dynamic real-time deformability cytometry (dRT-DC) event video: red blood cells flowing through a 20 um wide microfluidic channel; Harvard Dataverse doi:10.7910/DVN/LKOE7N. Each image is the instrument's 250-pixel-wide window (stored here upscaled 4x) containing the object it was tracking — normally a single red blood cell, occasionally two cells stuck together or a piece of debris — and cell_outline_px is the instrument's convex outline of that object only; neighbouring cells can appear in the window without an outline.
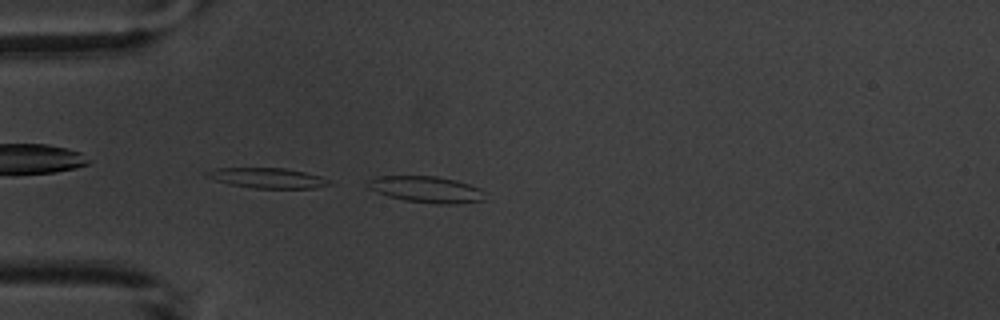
{"species": "common noctule bat (a hibernating species)", "species_latin": "Nyctalus noctula", "temperature_condition": "warm", "stored_images_in_passage": 3, "camera_frame_rate_fps": 3000, "um_per_image_px": 0.085, "animal": {"sex": "male", "body_mass_g": 20.1, "forearm_length_mm": 53.5}, "frame": {"image": 1, "passage_image": 3, "time_ms": 2.333, "image_size_px": [1000, 320], "cell_outline_px": [[484, 200], [456, 204], [436, 204], [404, 200], [388, 196], [376, 192], [368, 188], [368, 180], [376, 176], [436, 176], [456, 180], [480, 188], [484, 192]], "centroid_in_image_um": [36.23, 16.1], "position_along_channel_um": 48.8, "area_um2": 18.03}}